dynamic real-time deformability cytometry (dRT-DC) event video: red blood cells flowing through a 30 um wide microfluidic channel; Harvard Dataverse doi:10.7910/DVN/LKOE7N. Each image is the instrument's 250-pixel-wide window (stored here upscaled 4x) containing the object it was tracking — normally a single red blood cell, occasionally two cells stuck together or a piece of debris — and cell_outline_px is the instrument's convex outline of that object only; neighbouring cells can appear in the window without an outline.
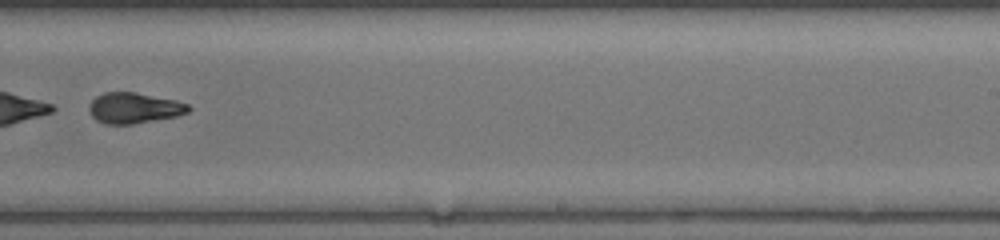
{"species": "common noctule bat (a hibernating species)", "species_latin": "Nyctalus noctula", "temperature_condition": "room temperature", "stored_images_in_passage": 47, "segment_of_instrument_passage": [2, 2], "camera_frame_rate_fps": 3000, "um_per_image_px": 0.085, "animal": {"sex": "female", "body_mass_g": 20.0, "forearm_length_mm": 54.0}, "frame": {"image": 1, "passage_image": 31, "time_ms": 10.0, "image_size_px": [1000, 240], "cell_outline_px": [[192, 108], [188, 112], [176, 116], [132, 124], [104, 124], [96, 120], [92, 116], [88, 108], [88, 104], [96, 96], [104, 92], [136, 92], [176, 100], [188, 104]], "centroid_in_image_um": [11.38, 9.17], "position_along_channel_um": 277.6, "area_um2": 17.86}}